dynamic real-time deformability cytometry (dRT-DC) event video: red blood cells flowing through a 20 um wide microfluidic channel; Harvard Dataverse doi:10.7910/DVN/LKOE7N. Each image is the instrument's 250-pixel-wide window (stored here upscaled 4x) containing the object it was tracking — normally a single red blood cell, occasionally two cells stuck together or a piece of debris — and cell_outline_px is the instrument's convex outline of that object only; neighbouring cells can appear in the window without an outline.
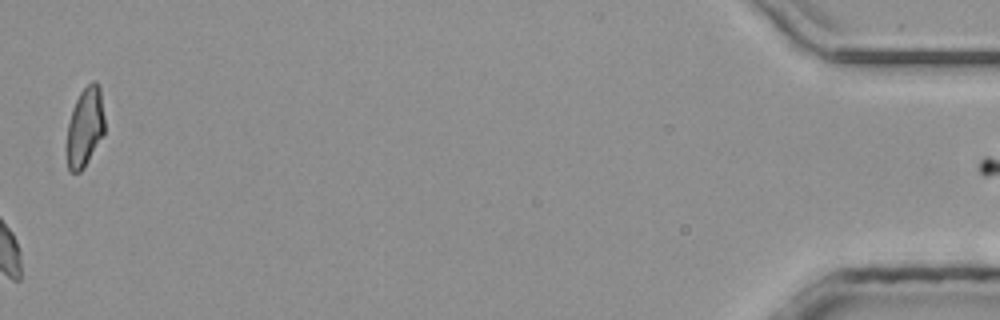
{"species": "common noctule bat (a hibernating species)", "species_latin": "Nyctalus noctula", "temperature_condition": "room temperature", "stored_images_in_passage": 36, "camera_frame_rate_fps": 3000, "um_per_image_px": 0.085, "animal": {"sex": "male", "body_mass_g": 20.4}, "frame": {"image": 1, "passage_image": 36, "time_ms": 11.667, "image_size_px": [1000, 320], "cell_outline_px": [[104, 136], [84, 168], [80, 172], [72, 172], [68, 168], [64, 148], [68, 124], [72, 108], [80, 92], [92, 80], [96, 80], [100, 84], [104, 116]], "centroid_in_image_um": [7.21, 10.82], "position_along_channel_um": 428.0, "area_um2": 18.21}}